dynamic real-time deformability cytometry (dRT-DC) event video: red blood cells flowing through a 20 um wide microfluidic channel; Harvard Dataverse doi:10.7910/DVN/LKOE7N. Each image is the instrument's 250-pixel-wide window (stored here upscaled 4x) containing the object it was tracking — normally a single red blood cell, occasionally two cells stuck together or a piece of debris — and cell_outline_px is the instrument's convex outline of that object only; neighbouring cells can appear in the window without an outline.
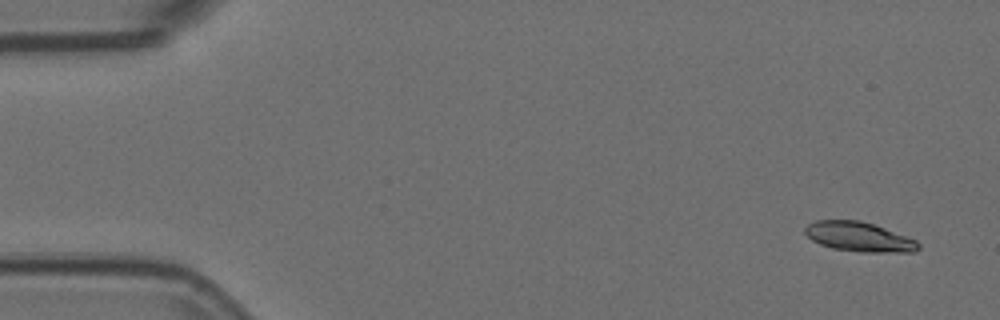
{"species": "Egyptian fruit bat (a non-hibernating species)", "species_latin": "Rousettus aegyptiacus", "temperature_condition": "room temperature", "stored_images_in_passage": 6, "camera_frame_rate_fps": 3000, "um_per_image_px": 0.085, "animal": {"sex": "female"}, "frame": {"image": 1, "passage_image": 1, "time_ms": 0.0, "image_size_px": [1000, 320], "cell_outline_px": [[920, 248], [916, 252], [860, 252], [832, 248], [820, 244], [812, 240], [804, 232], [804, 228], [808, 224], [816, 220], [860, 220], [884, 228], [916, 240], [920, 244]], "centroid_in_image_um": [73.01, 20.13], "position_along_channel_um": 12.0, "area_um2": 19.48}}
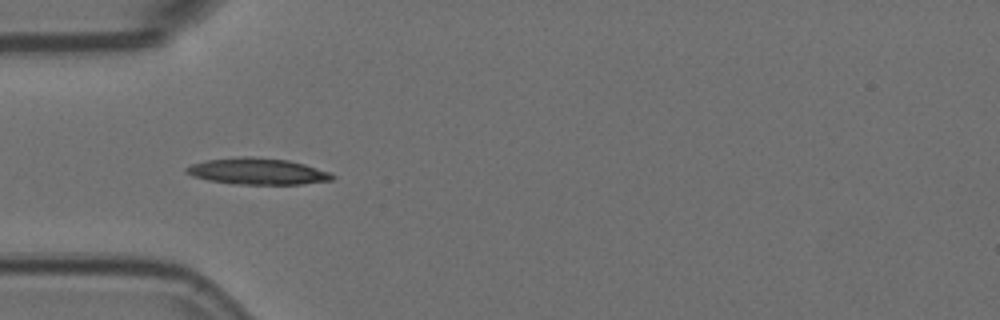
{"frame": {"image": 2, "passage_image": 5, "time_ms": 1.333, "image_size_px": [1000, 320], "cell_outline_px": [[336, 176], [332, 180], [300, 184], [236, 184], [208, 180], [192, 176], [184, 172], [184, 168], [192, 164], [208, 160], [240, 156], [252, 156], [288, 160], [304, 164], [328, 172]], "centroid_in_image_um": [21.85, 14.56], "position_along_channel_um": 63.1, "area_um2": 22.37}}
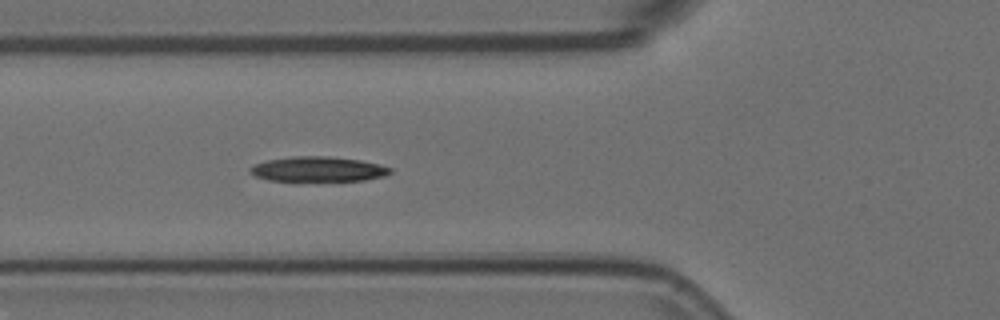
{"frame": {"image": 3, "passage_image": 6, "time_ms": 1.667, "image_size_px": [1000, 320], "cell_outline_px": [[392, 172], [384, 176], [364, 180], [268, 180], [256, 176], [248, 172], [248, 168], [256, 164], [268, 160], [292, 156], [328, 156], [360, 160], [392, 168]], "centroid_in_image_um": [27.02, 14.37], "position_along_channel_um": 98.8, "area_um2": 20.06}}